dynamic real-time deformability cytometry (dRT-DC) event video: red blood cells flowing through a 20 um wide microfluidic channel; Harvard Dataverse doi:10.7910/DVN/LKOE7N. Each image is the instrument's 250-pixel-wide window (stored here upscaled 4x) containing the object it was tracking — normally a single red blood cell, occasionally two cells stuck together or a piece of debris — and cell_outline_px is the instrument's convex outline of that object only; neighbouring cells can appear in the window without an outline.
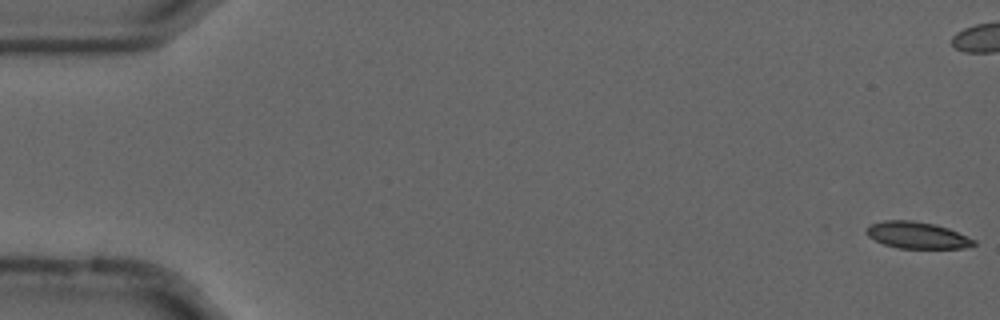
{"species": "common noctule bat (a hibernating species)", "species_latin": "Nyctalus noctula", "temperature_condition": "cold", "stored_images_in_passage": 11, "camera_frame_rate_fps": 3000, "um_per_image_px": 0.085, "animal": {"sex": "male", "forearm_length_mm": 52.5}, "frame": {"image": 1, "passage_image": 1, "time_ms": 0.0, "image_size_px": [1000, 320], "cell_outline_px": [[976, 244], [964, 248], [900, 248], [884, 244], [868, 236], [864, 232], [864, 228], [868, 224], [884, 220], [912, 220], [936, 224], [948, 228], [976, 240]], "centroid_in_image_um": [77.91, 19.97], "position_along_channel_um": 7.1, "area_um2": 16.82}}